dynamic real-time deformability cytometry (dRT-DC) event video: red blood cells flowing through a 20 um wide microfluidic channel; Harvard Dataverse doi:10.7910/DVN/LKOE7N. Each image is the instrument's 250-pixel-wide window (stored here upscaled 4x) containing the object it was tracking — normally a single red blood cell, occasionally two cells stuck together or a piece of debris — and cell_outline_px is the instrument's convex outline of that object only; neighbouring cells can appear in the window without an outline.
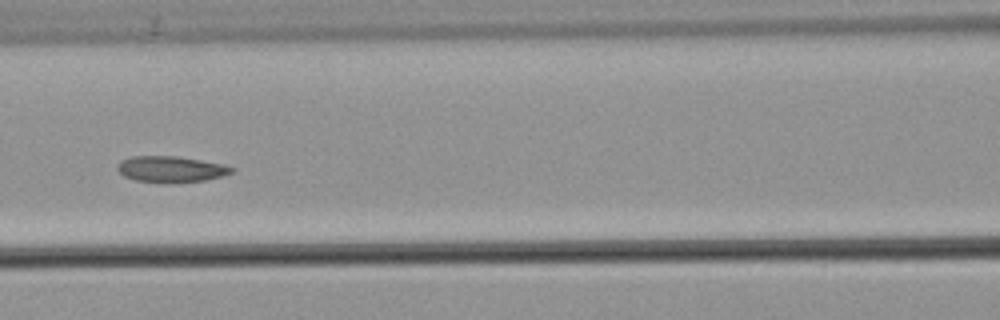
{"species": "common noctule bat (a hibernating species)", "species_latin": "Nyctalus noctula", "temperature_condition": "warm", "stored_images_in_passage": 43, "camera_frame_rate_fps": 3000, "um_per_image_px": 0.085, "animal": {"sex": "male", "body_mass_g": 21.5, "forearm_length_mm": 52.0}, "frame": {"image": 1, "passage_image": 19, "time_ms": 6.0, "image_size_px": [1000, 320], "cell_outline_px": [[236, 168], [232, 172], [220, 176], [204, 180], [172, 184], [168, 184], [136, 180], [124, 176], [116, 168], [120, 160], [132, 156], [176, 156], [224, 164]], "centroid_in_image_um": [14.51, 14.39], "position_along_channel_um": 152.1, "area_um2": 17.51}, "authors_computed_cell_mechanics": {"area_um2": 18.0914, "velocity_mm_per_s": 3.7608, "shape_relaxation_time_tau1_ms": 7.8643, "shape_relaxation_time_tau2_ms": 3.877, "deformation_change_tau1": 0.1353, "deformation_change_tau2": 0.0857}}